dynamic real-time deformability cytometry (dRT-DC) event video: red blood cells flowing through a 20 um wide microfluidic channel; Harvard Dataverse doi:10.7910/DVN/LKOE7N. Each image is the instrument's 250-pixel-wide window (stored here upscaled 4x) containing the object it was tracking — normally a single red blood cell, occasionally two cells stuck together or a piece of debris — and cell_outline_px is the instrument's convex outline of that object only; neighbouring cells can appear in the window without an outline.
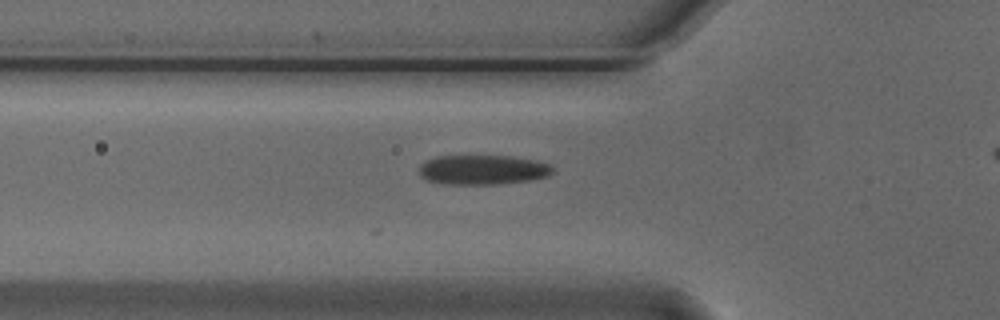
{"species": "Egyptian fruit bat (a non-hibernating species)", "species_latin": "Rousettus aegyptiacus", "temperature_condition": "cold", "stored_images_in_passage": 17, "camera_frame_rate_fps": 3000, "um_per_image_px": 0.085, "animal": {"sex": "male"}, "frame": {"image": 1, "passage_image": 2, "time_ms": 0.333, "image_size_px": [1000, 320], "cell_outline_px": [[552, 172], [548, 176], [528, 180], [496, 184], [444, 184], [428, 180], [420, 176], [420, 164], [424, 160], [436, 156], [512, 156], [536, 160], [548, 164], [552, 168]], "centroid_in_image_um": [40.99, 14.42], "position_along_channel_um": 84.8, "area_um2": 23.0}}
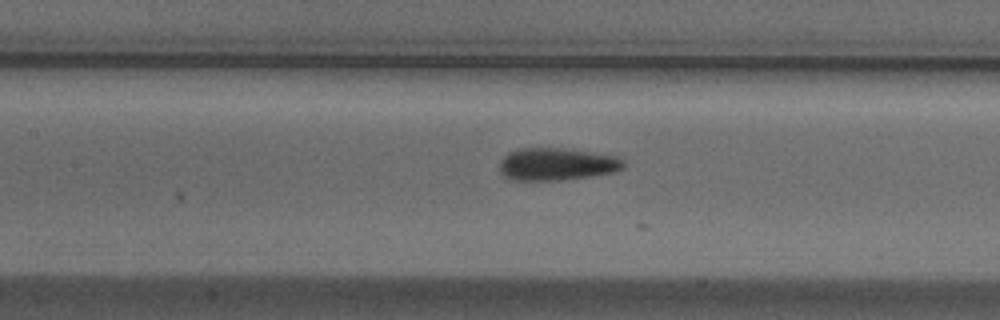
{"frame": {"image": 2, "passage_image": 8, "time_ms": 2.333, "image_size_px": [1000, 320], "cell_outline_px": [[624, 168], [612, 172], [592, 176], [556, 180], [508, 180], [500, 172], [500, 160], [508, 152], [516, 148], [560, 148], [620, 156], [624, 160]], "centroid_in_image_um": [47.3, 13.95], "position_along_channel_um": 160.1, "area_um2": 23.58}}
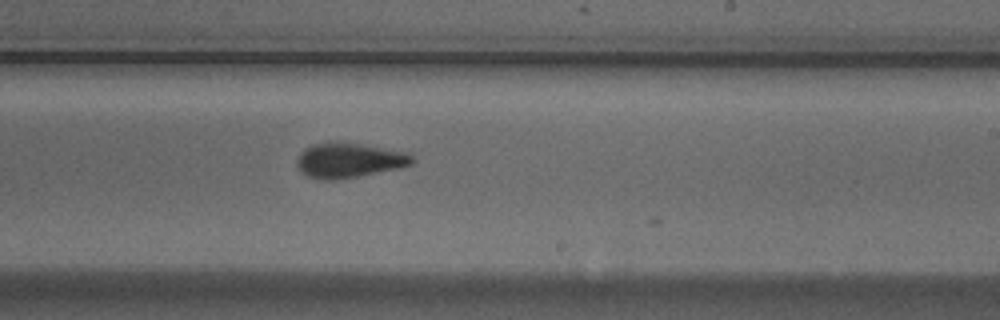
{"frame": {"image": 3, "passage_image": 16, "time_ms": 5.0, "image_size_px": [1000, 320], "cell_outline_px": [[416, 160], [412, 164], [400, 168], [336, 180], [324, 180], [308, 176], [300, 172], [296, 168], [296, 160], [300, 152], [304, 148], [312, 144], [336, 140], [412, 152]], "centroid_in_image_um": [29.68, 13.6], "position_along_channel_um": 259.3, "area_um2": 24.1}}